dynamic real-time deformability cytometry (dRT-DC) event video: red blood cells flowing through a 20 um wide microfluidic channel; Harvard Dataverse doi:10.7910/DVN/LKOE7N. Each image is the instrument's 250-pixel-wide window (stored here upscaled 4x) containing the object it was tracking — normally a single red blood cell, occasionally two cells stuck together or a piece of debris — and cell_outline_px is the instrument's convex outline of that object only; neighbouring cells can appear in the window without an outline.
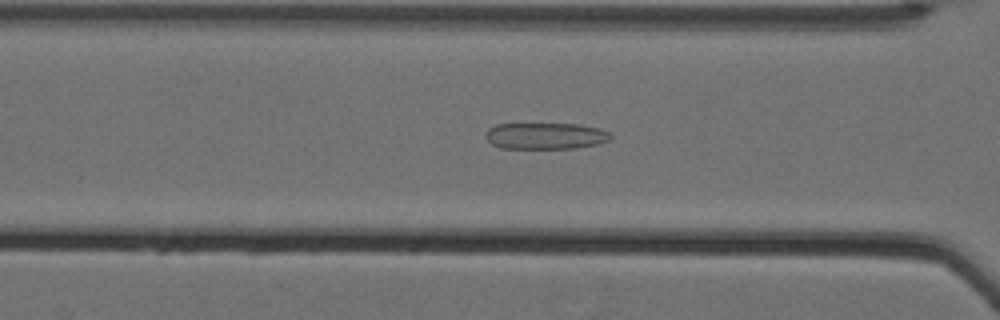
{"species": "Egyptian fruit bat (a non-hibernating species)", "species_latin": "Rousettus aegyptiacus", "temperature_condition": "cold", "stored_images_in_passage": 61, "camera_frame_rate_fps": 3000, "um_per_image_px": 0.085, "animal": {"sex": "female"}, "frame": {"image": 1, "passage_image": 29, "time_ms": 9.333, "image_size_px": [1000, 320], "cell_outline_px": [[612, 136], [608, 140], [600, 144], [576, 148], [500, 148], [492, 144], [484, 136], [488, 128], [496, 124], [580, 124], [600, 128], [608, 132]], "centroid_in_image_um": [46.37, 11.55], "position_along_channel_um": 120.2, "area_um2": 19.36}}
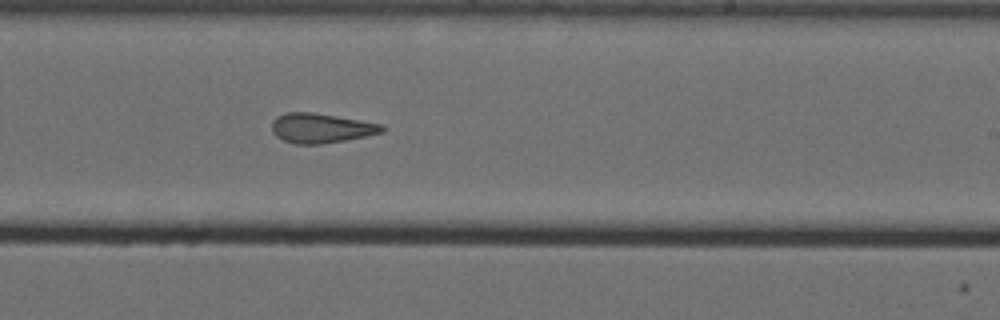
{"frame": {"image": 2, "passage_image": 41, "time_ms": 13.333, "image_size_px": [1000, 320], "cell_outline_px": [[384, 132], [324, 144], [296, 144], [284, 140], [276, 136], [272, 132], [272, 120], [276, 116], [284, 112], [312, 112], [384, 124]], "centroid_in_image_um": [27.26, 10.88], "position_along_channel_um": 261.7, "area_um2": 19.07}}
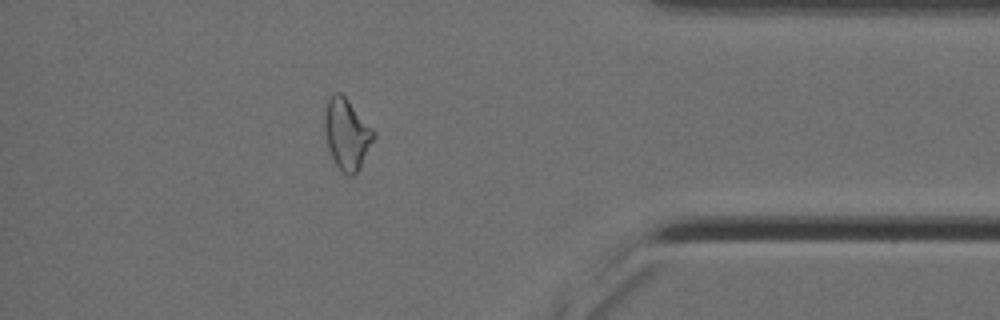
{"frame": {"image": 3, "passage_image": 55, "time_ms": 18.0, "image_size_px": [1000, 320], "cell_outline_px": [[376, 136], [360, 168], [352, 176], [348, 176], [336, 164], [328, 148], [324, 132], [324, 108], [332, 92], [340, 92], [348, 100], [376, 132]], "centroid_in_image_um": [29.47, 11.37], "position_along_channel_um": 405.7, "area_um2": 20.29}, "authors_computed_cell_mechanics": {"area_um2": 22.0218, "velocity_mm_per_s": 3.5237, "shape_relaxation_time_tau1_ms": null, "shape_relaxation_time_tau2_ms": 4.2191, "deformation_change_tau1": null, "deformation_change_tau2": 0.1521}}